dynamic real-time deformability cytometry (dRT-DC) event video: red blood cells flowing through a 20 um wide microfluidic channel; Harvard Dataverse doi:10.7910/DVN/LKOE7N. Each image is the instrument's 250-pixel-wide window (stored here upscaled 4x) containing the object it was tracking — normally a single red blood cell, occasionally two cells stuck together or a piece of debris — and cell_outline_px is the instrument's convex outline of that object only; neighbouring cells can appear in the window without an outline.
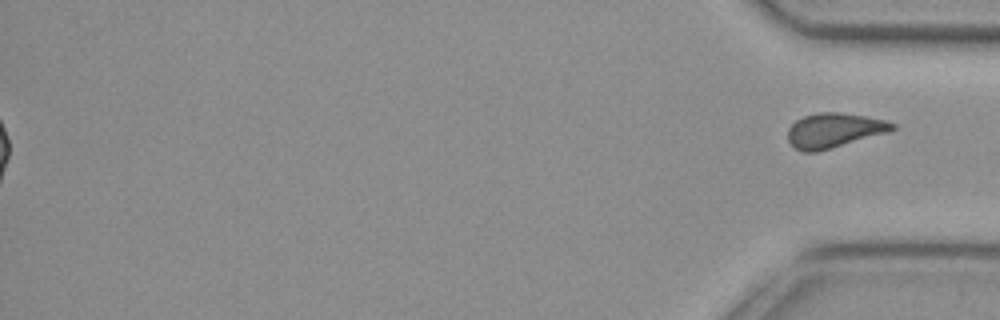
{"species": "common noctule bat (a hibernating species)", "species_latin": "Nyctalus noctula", "temperature_condition": "cold", "stored_images_in_passage": 56, "segment_of_instrument_passage": [2, 2], "camera_frame_rate_fps": 3000, "um_per_image_px": 0.085, "animal": {"sex": "female", "body_mass_g": 29.2, "forearm_length_mm": 56.3}, "frame": {"image": 1, "passage_image": 56, "time_ms": 18.333, "image_size_px": [1000, 320], "cell_outline_px": [[896, 128], [888, 132], [816, 152], [804, 152], [796, 148], [788, 140], [788, 128], [796, 120], [804, 116], [820, 112], [840, 112], [864, 116], [884, 120], [896, 124]], "centroid_in_image_um": [70.88, 11.07], "position_along_channel_um": 364.3, "area_um2": 20.81}}